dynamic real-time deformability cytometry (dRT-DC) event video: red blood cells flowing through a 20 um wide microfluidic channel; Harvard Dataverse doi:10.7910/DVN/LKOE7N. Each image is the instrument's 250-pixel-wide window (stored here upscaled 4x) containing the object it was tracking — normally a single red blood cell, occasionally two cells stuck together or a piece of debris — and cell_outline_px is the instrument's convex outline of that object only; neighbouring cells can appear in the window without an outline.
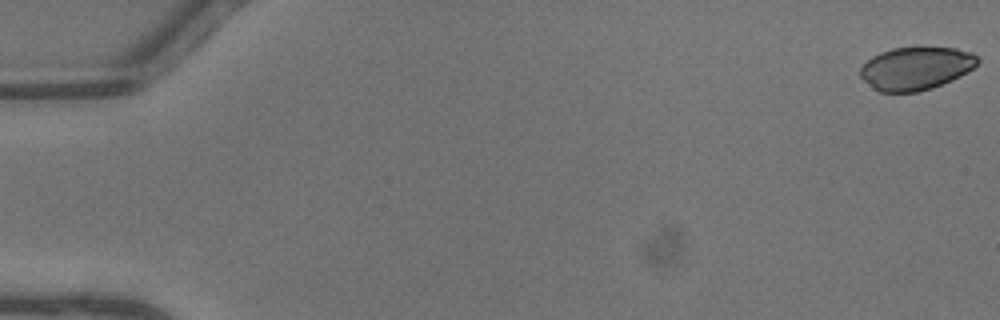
{"species": "common noctule bat (a hibernating species)", "species_latin": "Nyctalus noctula", "temperature_condition": "warm", "stored_images_in_passage": 5, "camera_frame_rate_fps": 3000, "um_per_image_px": 0.085, "animal": {"sex": "male", "body_mass_g": 13.3}, "frame": {"image": 1, "passage_image": 1, "time_ms": 0.0, "image_size_px": [1000, 320], "cell_outline_px": [[980, 60], [968, 72], [952, 80], [932, 88], [916, 92], [880, 92], [872, 88], [860, 76], [860, 68], [872, 56], [880, 52], [892, 48], [956, 48], [972, 52]], "centroid_in_image_um": [77.84, 5.82], "position_along_channel_um": 7.2, "area_um2": 29.25}}